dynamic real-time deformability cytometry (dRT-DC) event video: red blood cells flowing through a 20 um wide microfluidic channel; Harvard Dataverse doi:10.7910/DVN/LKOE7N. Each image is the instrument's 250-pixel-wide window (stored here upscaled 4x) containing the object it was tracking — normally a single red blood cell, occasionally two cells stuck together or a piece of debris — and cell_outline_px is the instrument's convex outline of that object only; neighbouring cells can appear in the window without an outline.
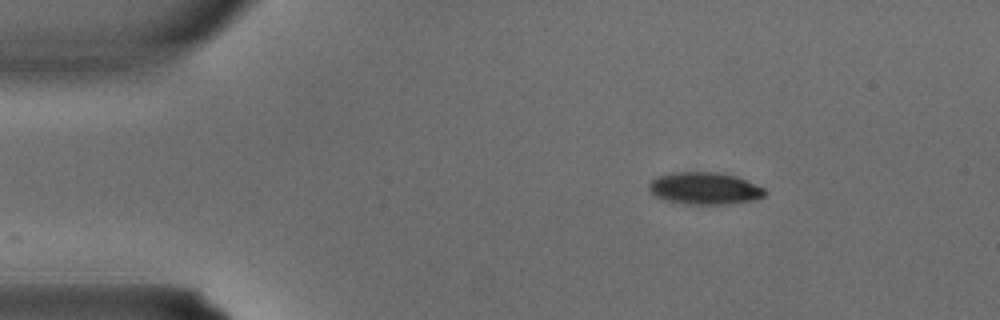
{"species": "common noctule bat (a hibernating species)", "species_latin": "Nyctalus noctula", "temperature_condition": "warm", "stored_images_in_passage": 2, "camera_frame_rate_fps": 3000, "um_per_image_px": 0.085, "animal": {"sex": "male", "body_mass_g": 15.6}, "frame": {"image": 1, "passage_image": 1, "time_ms": 0.0, "image_size_px": [1000, 320], "cell_outline_px": [[768, 192], [764, 196], [756, 200], [728, 204], [688, 204], [668, 200], [656, 196], [648, 188], [648, 184], [656, 176], [676, 172], [716, 172], [736, 176], [764, 188]], "centroid_in_image_um": [59.92, 16.01], "position_along_channel_um": 25.1, "area_um2": 21.62}}
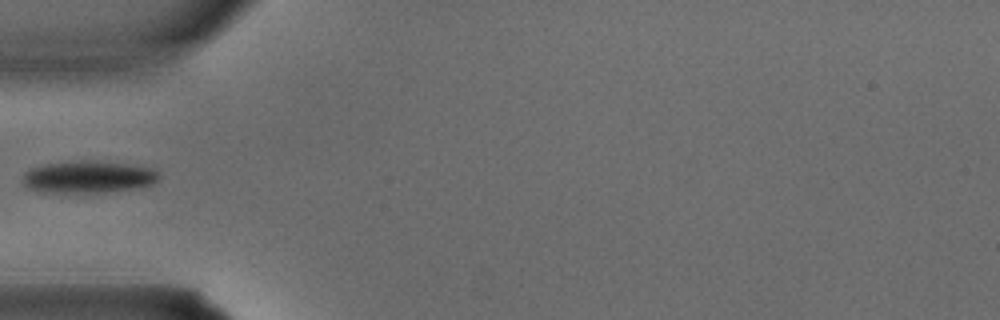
{"frame": {"image": 2, "passage_image": 2, "time_ms": 0.333, "image_size_px": [1000, 320], "cell_outline_px": [[160, 180], [152, 184], [136, 188], [104, 192], [40, 192], [28, 188], [24, 184], [24, 172], [32, 168], [44, 164], [80, 160], [92, 160], [128, 164], [156, 168], [160, 172]], "centroid_in_image_um": [7.56, 15.03], "position_along_channel_um": 77.4, "area_um2": 25.72}}